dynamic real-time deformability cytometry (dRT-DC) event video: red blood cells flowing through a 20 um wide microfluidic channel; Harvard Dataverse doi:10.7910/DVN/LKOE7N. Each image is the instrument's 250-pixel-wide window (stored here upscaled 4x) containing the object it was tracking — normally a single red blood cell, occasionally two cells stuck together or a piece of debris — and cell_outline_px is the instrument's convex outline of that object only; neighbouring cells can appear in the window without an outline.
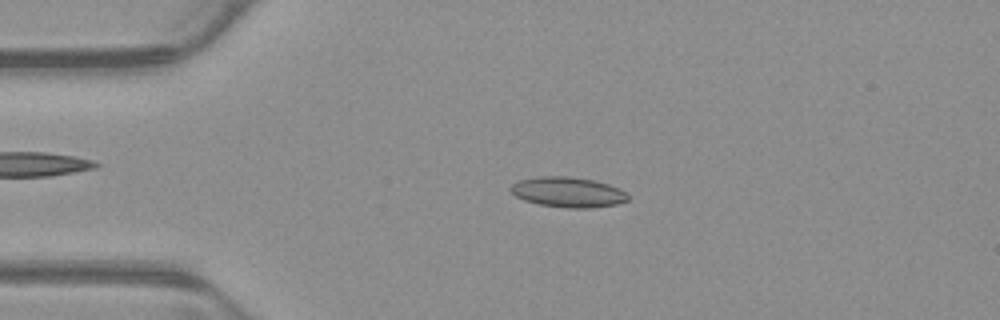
{"species": "common noctule bat (a hibernating species)", "species_latin": "Nyctalus noctula", "temperature_condition": "warm", "stored_images_in_passage": 52, "camera_frame_rate_fps": 3000, "um_per_image_px": 0.085, "animal": {"sex": "male", "body_mass_g": 23.1, "forearm_length_mm": 52.7}, "frame": {"image": 1, "passage_image": 11, "time_ms": 3.333, "image_size_px": [1000, 320], "cell_outline_px": [[628, 200], [616, 204], [592, 208], [568, 208], [540, 204], [524, 200], [516, 196], [508, 188], [512, 184], [520, 180], [536, 176], [568, 176], [592, 180], [608, 184], [620, 188], [628, 196]], "centroid_in_image_um": [48.26, 16.33], "position_along_channel_um": 36.7, "area_um2": 20.58}}
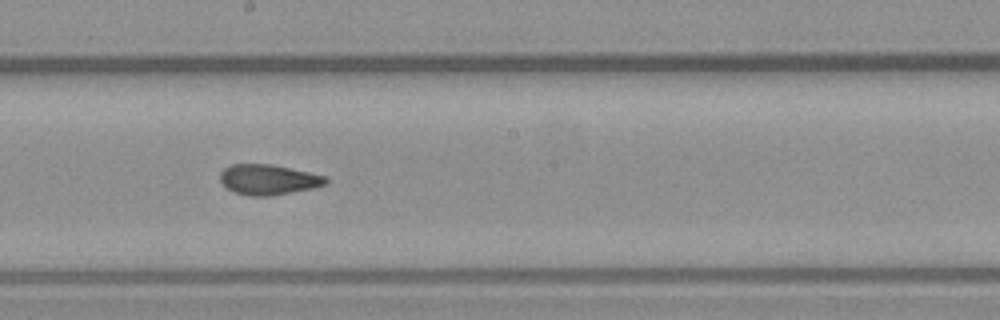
{"frame": {"image": 2, "passage_image": 28, "time_ms": 9.0, "image_size_px": [1000, 320], "cell_outline_px": [[328, 184], [312, 188], [272, 196], [248, 196], [236, 192], [228, 188], [220, 180], [220, 172], [224, 168], [232, 164], [272, 164], [328, 176]], "centroid_in_image_um": [22.85, 15.26], "position_along_channel_um": 225.4, "area_um2": 18.73}}
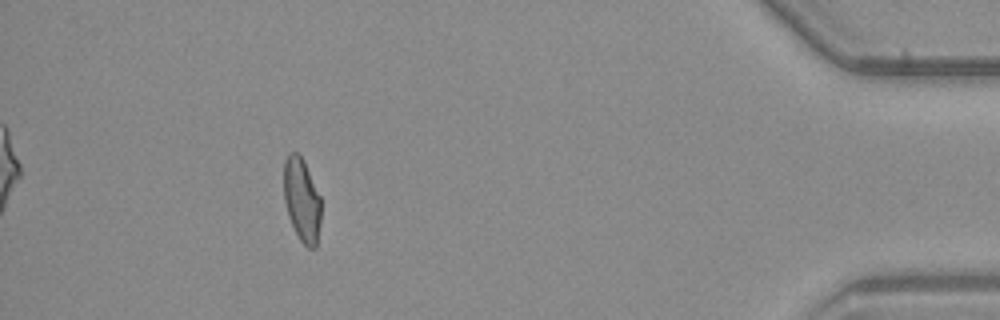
{"frame": {"image": 3, "passage_image": 47, "time_ms": 15.333, "image_size_px": [1000, 320], "cell_outline_px": [[320, 220], [316, 248], [308, 248], [300, 240], [288, 216], [284, 200], [284, 160], [288, 152], [296, 152], [304, 160], [320, 196]], "centroid_in_image_um": [25.64, 16.97], "position_along_channel_um": 409.6, "area_um2": 18.09}, "authors_computed_cell_mechanics": {"area_um2": 18.9295, "velocity_mm_per_s": 3.891, "shape_relaxation_time_tau1_ms": null, "shape_relaxation_time_tau2_ms": 0.9594, "deformation_change_tau1": null, "deformation_change_tau2": 0.0646}}